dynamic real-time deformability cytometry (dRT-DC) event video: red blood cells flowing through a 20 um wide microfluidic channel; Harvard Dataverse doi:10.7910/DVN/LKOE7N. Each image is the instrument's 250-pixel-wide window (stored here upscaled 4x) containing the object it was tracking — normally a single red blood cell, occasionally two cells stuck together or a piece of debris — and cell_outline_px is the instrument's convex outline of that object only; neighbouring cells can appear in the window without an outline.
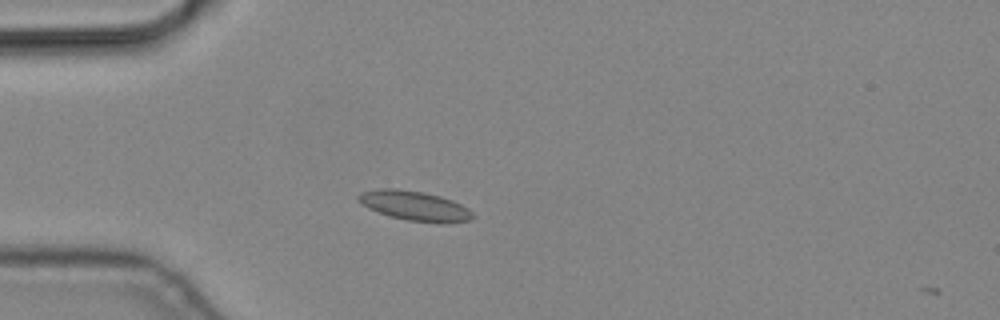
{"species": "common noctule bat (a hibernating species)", "species_latin": "Nyctalus noctula", "temperature_condition": "cold", "stored_images_in_passage": 4, "camera_frame_rate_fps": 3000, "um_per_image_px": 0.085, "animal": {"sex": "male", "body_mass_g": 19.2, "forearm_length_mm": 51.8}, "frame": {"image": 1, "passage_image": 4, "time_ms": 1.0, "image_size_px": [1000, 320], "cell_outline_px": [[476, 216], [472, 220], [440, 224], [408, 220], [388, 216], [368, 208], [360, 204], [356, 200], [356, 196], [360, 192], [380, 188], [396, 188], [424, 192], [440, 196], [452, 200], [468, 208]], "centroid_in_image_um": [35.23, 17.5], "position_along_channel_um": 49.8, "area_um2": 20.17}}